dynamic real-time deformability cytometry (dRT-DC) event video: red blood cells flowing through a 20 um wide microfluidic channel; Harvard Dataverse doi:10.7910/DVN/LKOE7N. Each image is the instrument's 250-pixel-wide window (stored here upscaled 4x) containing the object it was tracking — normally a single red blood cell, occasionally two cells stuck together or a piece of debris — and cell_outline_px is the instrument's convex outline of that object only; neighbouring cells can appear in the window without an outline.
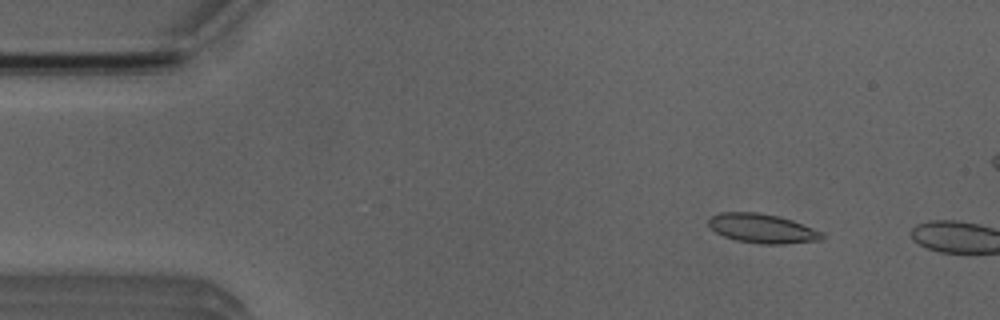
{"species": "Egyptian fruit bat (a non-hibernating species)", "species_latin": "Rousettus aegyptiacus", "temperature_condition": "room temperature", "stored_images_in_passage": 13, "camera_frame_rate_fps": 3000, "um_per_image_px": 0.085, "animal": {"sex": "male"}, "frame": {"image": 1, "passage_image": 6, "time_ms": 1.667, "image_size_px": [1000, 320], "cell_outline_px": [[824, 236], [820, 240], [784, 244], [760, 244], [736, 240], [724, 236], [716, 232], [708, 224], [708, 220], [712, 216], [720, 212], [756, 212], [780, 216], [792, 220], [824, 232]], "centroid_in_image_um": [64.81, 19.42], "position_along_channel_um": 20.2, "area_um2": 19.36}}